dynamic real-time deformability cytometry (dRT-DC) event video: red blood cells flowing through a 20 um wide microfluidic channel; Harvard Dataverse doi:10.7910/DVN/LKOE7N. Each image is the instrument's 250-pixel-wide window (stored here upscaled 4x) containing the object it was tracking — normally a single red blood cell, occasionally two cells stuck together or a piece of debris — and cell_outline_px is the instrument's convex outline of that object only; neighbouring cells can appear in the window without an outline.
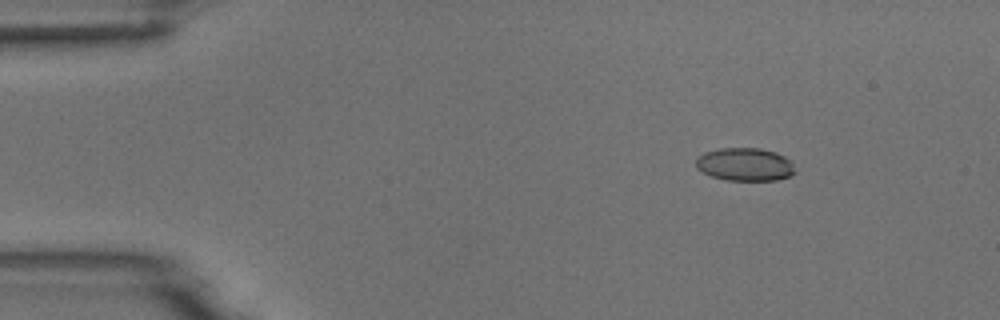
{"species": "common noctule bat (a hibernating species)", "species_latin": "Nyctalus noctula", "temperature_condition": "room temperature", "stored_images_in_passage": 7, "camera_frame_rate_fps": 3000, "um_per_image_px": 0.085, "animal": {"sex": "male", "body_mass_g": 18.8}, "frame": {"image": 1, "passage_image": 2, "time_ms": 2.0, "image_size_px": [1000, 320], "cell_outline_px": [[796, 172], [788, 176], [776, 180], [728, 180], [712, 176], [696, 168], [696, 156], [704, 152], [720, 148], [760, 148], [776, 152], [784, 156], [792, 164]], "centroid_in_image_um": [63.29, 13.96], "position_along_channel_um": 21.7, "area_um2": 19.02}}
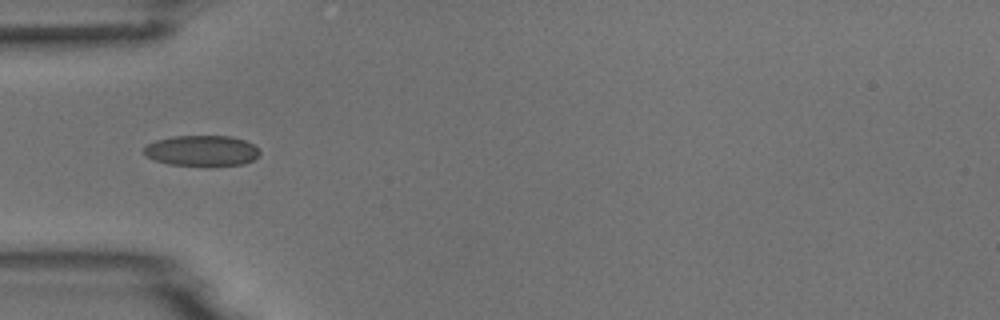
{"frame": {"image": 2, "passage_image": 5, "time_ms": 5.333, "image_size_px": [1000, 320], "cell_outline_px": [[260, 156], [244, 164], [208, 168], [168, 164], [144, 156], [144, 148], [148, 144], [156, 140], [172, 136], [232, 136], [244, 140], [252, 144], [260, 152]], "centroid_in_image_um": [17.16, 12.85], "position_along_channel_um": 67.8, "area_um2": 21.33}}